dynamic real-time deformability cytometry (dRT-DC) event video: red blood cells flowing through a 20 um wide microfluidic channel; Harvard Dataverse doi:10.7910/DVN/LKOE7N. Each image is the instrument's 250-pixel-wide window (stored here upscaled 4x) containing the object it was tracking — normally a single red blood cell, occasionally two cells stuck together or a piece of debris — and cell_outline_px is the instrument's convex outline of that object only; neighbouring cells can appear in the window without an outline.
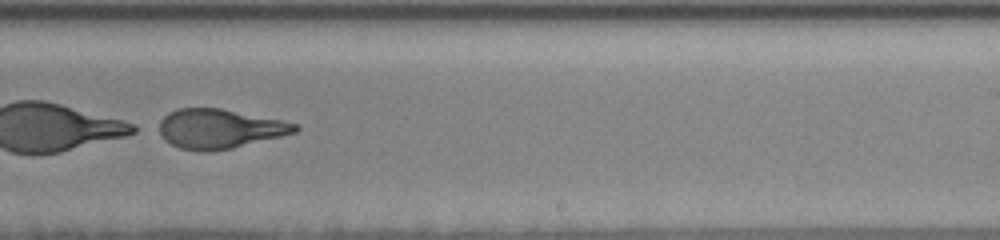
{"species": "human", "species_latin": "Homo sapiens", "temperature_condition": "room temperature", "stored_images_in_passage": 54, "segment_of_instrument_passage": [2, 2], "camera_frame_rate_fps": 3000, "um_per_image_px": 0.085, "donor": {"sex": "female"}, "frame": {"image": 1, "passage_image": 35, "time_ms": 11.333, "image_size_px": [1000, 240], "cell_outline_px": [[300, 128], [296, 132], [232, 148], [212, 152], [200, 152], [180, 148], [164, 140], [160, 132], [160, 120], [168, 112], [176, 108], [220, 108], [280, 120], [296, 124]], "centroid_in_image_um": [18.62, 10.95], "position_along_channel_um": 270.4, "area_um2": 31.04}}